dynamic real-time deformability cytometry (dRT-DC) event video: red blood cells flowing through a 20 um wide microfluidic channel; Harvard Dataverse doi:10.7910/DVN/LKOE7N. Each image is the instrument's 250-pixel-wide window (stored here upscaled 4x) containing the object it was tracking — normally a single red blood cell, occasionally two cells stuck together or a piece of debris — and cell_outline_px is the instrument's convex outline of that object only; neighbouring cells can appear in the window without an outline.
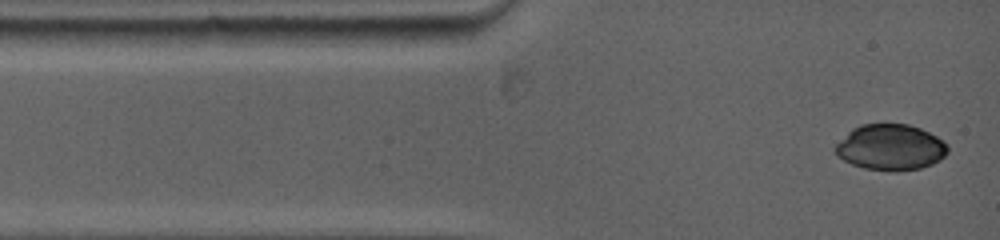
{"species": "common noctule bat (a hibernating species)", "species_latin": "Nyctalus noctula", "temperature_condition": "warm", "stored_images_in_passage": 23, "camera_frame_rate_fps": 5000, "um_per_image_px": 0.085, "animal": {"sex": "female", "body_mass_g": 19.0, "forearm_length_mm": 53.3}, "frame": {"image": 1, "passage_image": 1, "time_ms": 0.0, "image_size_px": [1000, 240], "cell_outline_px": [[948, 152], [940, 160], [932, 164], [920, 168], [896, 172], [864, 168], [852, 164], [836, 156], [832, 148], [852, 128], [860, 124], [908, 124], [920, 128], [944, 140], [948, 144]], "centroid_in_image_um": [75.69, 12.52], "position_along_channel_um": 9.3, "area_um2": 30.35}}
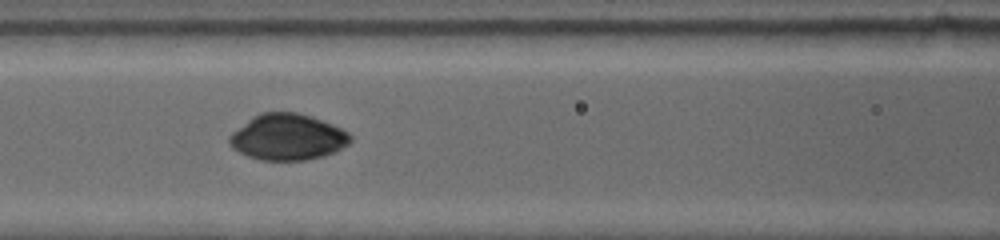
{"frame": {"image": 2, "passage_image": 14, "time_ms": 4.4, "image_size_px": [1000, 240], "cell_outline_px": [[352, 140], [348, 144], [324, 156], [304, 160], [260, 160], [248, 156], [232, 148], [228, 144], [228, 136], [232, 132], [252, 116], [260, 112], [296, 112], [312, 116], [332, 124], [348, 132], [352, 136]], "centroid_in_image_um": [24.42, 11.64], "position_along_channel_um": 142.2, "area_um2": 32.6}}
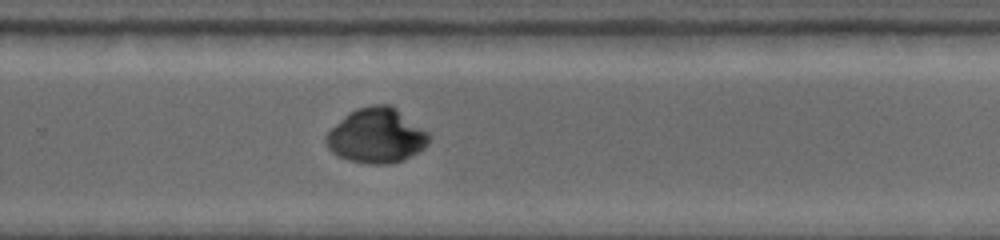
{"frame": {"image": 3, "passage_image": 23, "time_ms": 8.4, "image_size_px": [1000, 240], "cell_outline_px": [[432, 140], [424, 148], [404, 160], [392, 164], [368, 164], [348, 160], [336, 156], [328, 148], [324, 140], [328, 132], [332, 128], [356, 108], [372, 104], [388, 104], [396, 108], [428, 132], [432, 136]], "centroid_in_image_um": [32.03, 11.55], "position_along_channel_um": 297.8, "area_um2": 32.95}}